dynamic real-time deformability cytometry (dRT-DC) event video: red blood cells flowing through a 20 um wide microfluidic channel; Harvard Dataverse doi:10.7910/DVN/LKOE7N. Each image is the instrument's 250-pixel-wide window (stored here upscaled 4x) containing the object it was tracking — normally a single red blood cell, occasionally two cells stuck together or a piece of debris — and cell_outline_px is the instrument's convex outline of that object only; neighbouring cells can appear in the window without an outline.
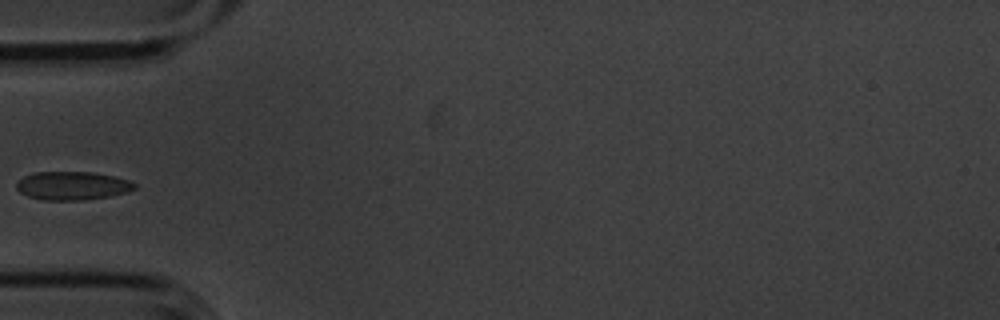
{"species": "common noctule bat (a hibernating species)", "species_latin": "Nyctalus noctula", "temperature_condition": "cold", "stored_images_in_passage": 5, "camera_frame_rate_fps": 3000, "um_per_image_px": 0.085, "animal": {"sex": "male", "body_mass_g": 20.1, "forearm_length_mm": 53.5}, "frame": {"image": 1, "passage_image": 4, "time_ms": 1.0, "image_size_px": [1000, 320], "cell_outline_px": [[136, 188], [112, 196], [84, 200], [40, 200], [28, 196], [20, 192], [16, 188], [16, 184], [24, 176], [36, 172], [96, 172], [116, 176], [128, 180], [136, 184]], "centroid_in_image_um": [6.16, 15.78], "position_along_channel_um": 78.8, "area_um2": 19.65}}
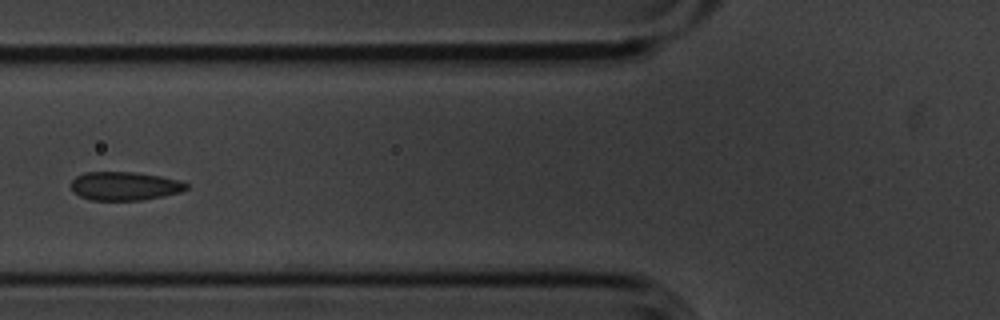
{"frame": {"image": 2, "passage_image": 5, "time_ms": 1.333, "image_size_px": [1000, 320], "cell_outline_px": [[188, 188], [180, 192], [164, 196], [140, 200], [92, 200], [80, 196], [72, 192], [72, 180], [76, 176], [84, 172], [132, 172], [160, 176], [180, 180], [188, 184]], "centroid_in_image_um": [10.59, 15.81], "position_along_channel_um": 115.2, "area_um2": 19.19}}